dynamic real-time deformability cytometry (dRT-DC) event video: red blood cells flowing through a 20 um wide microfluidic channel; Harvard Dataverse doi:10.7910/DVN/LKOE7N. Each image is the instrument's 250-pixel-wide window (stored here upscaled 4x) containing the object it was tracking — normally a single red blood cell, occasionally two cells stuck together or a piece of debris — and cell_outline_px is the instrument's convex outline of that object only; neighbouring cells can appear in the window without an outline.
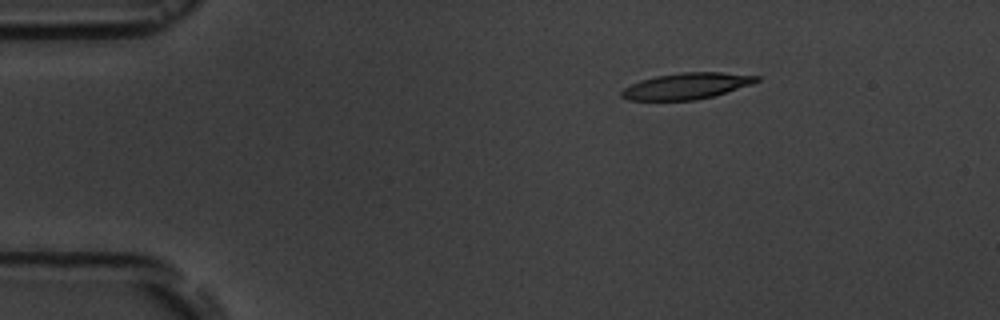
{"species": "common noctule bat (a hibernating species)", "species_latin": "Nyctalus noctula", "temperature_condition": "room temperature", "stored_images_in_passage": 4, "camera_frame_rate_fps": 3000, "um_per_image_px": 0.085, "animal": {"sex": "male", "body_mass_g": 19.5, "forearm_length_mm": 54.6}, "frame": {"image": 1, "passage_image": 2, "time_ms": 2.0, "image_size_px": [1000, 320], "cell_outline_px": [[760, 80], [752, 84], [712, 96], [696, 100], [628, 100], [620, 96], [620, 92], [624, 88], [640, 80], [656, 76], [680, 72], [724, 72], [760, 76]], "centroid_in_image_um": [58.35, 7.3], "position_along_channel_um": 26.6, "area_um2": 20.58}}